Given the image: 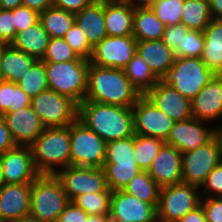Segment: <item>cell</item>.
<instances>
[{
    "label": "cell",
    "instance_id": "cell-1",
    "mask_svg": "<svg viewBox=\"0 0 222 222\" xmlns=\"http://www.w3.org/2000/svg\"><path fill=\"white\" fill-rule=\"evenodd\" d=\"M77 119L105 142L134 136L132 107L83 101Z\"/></svg>",
    "mask_w": 222,
    "mask_h": 222
},
{
    "label": "cell",
    "instance_id": "cell-2",
    "mask_svg": "<svg viewBox=\"0 0 222 222\" xmlns=\"http://www.w3.org/2000/svg\"><path fill=\"white\" fill-rule=\"evenodd\" d=\"M140 96L123 69L89 65L84 101L132 107Z\"/></svg>",
    "mask_w": 222,
    "mask_h": 222
},
{
    "label": "cell",
    "instance_id": "cell-3",
    "mask_svg": "<svg viewBox=\"0 0 222 222\" xmlns=\"http://www.w3.org/2000/svg\"><path fill=\"white\" fill-rule=\"evenodd\" d=\"M30 147L37 172L54 175L56 166L62 169L70 166V125L45 127Z\"/></svg>",
    "mask_w": 222,
    "mask_h": 222
},
{
    "label": "cell",
    "instance_id": "cell-4",
    "mask_svg": "<svg viewBox=\"0 0 222 222\" xmlns=\"http://www.w3.org/2000/svg\"><path fill=\"white\" fill-rule=\"evenodd\" d=\"M69 203L70 199L55 174H40L31 183L29 215L40 222H57Z\"/></svg>",
    "mask_w": 222,
    "mask_h": 222
},
{
    "label": "cell",
    "instance_id": "cell-5",
    "mask_svg": "<svg viewBox=\"0 0 222 222\" xmlns=\"http://www.w3.org/2000/svg\"><path fill=\"white\" fill-rule=\"evenodd\" d=\"M89 60L79 57L70 62L45 63L48 87L80 104L87 90Z\"/></svg>",
    "mask_w": 222,
    "mask_h": 222
},
{
    "label": "cell",
    "instance_id": "cell-6",
    "mask_svg": "<svg viewBox=\"0 0 222 222\" xmlns=\"http://www.w3.org/2000/svg\"><path fill=\"white\" fill-rule=\"evenodd\" d=\"M215 74L200 58H176L174 64L160 79L175 88L181 95L192 100Z\"/></svg>",
    "mask_w": 222,
    "mask_h": 222
},
{
    "label": "cell",
    "instance_id": "cell-7",
    "mask_svg": "<svg viewBox=\"0 0 222 222\" xmlns=\"http://www.w3.org/2000/svg\"><path fill=\"white\" fill-rule=\"evenodd\" d=\"M106 143L94 131L76 119L70 124V165L103 168Z\"/></svg>",
    "mask_w": 222,
    "mask_h": 222
},
{
    "label": "cell",
    "instance_id": "cell-8",
    "mask_svg": "<svg viewBox=\"0 0 222 222\" xmlns=\"http://www.w3.org/2000/svg\"><path fill=\"white\" fill-rule=\"evenodd\" d=\"M199 187L188 183H178L161 188L157 205L158 222H177L188 212L200 206L197 194Z\"/></svg>",
    "mask_w": 222,
    "mask_h": 222
},
{
    "label": "cell",
    "instance_id": "cell-9",
    "mask_svg": "<svg viewBox=\"0 0 222 222\" xmlns=\"http://www.w3.org/2000/svg\"><path fill=\"white\" fill-rule=\"evenodd\" d=\"M31 107L45 127H66L78 115V104L66 95L47 89L31 98Z\"/></svg>",
    "mask_w": 222,
    "mask_h": 222
},
{
    "label": "cell",
    "instance_id": "cell-10",
    "mask_svg": "<svg viewBox=\"0 0 222 222\" xmlns=\"http://www.w3.org/2000/svg\"><path fill=\"white\" fill-rule=\"evenodd\" d=\"M222 162L216 136L194 150L182 153V182L201 187L208 174Z\"/></svg>",
    "mask_w": 222,
    "mask_h": 222
},
{
    "label": "cell",
    "instance_id": "cell-11",
    "mask_svg": "<svg viewBox=\"0 0 222 222\" xmlns=\"http://www.w3.org/2000/svg\"><path fill=\"white\" fill-rule=\"evenodd\" d=\"M70 201L86 193L112 192L103 168L68 166L55 173Z\"/></svg>",
    "mask_w": 222,
    "mask_h": 222
},
{
    "label": "cell",
    "instance_id": "cell-12",
    "mask_svg": "<svg viewBox=\"0 0 222 222\" xmlns=\"http://www.w3.org/2000/svg\"><path fill=\"white\" fill-rule=\"evenodd\" d=\"M134 134L166 141L175 124L146 95H141L132 106Z\"/></svg>",
    "mask_w": 222,
    "mask_h": 222
},
{
    "label": "cell",
    "instance_id": "cell-13",
    "mask_svg": "<svg viewBox=\"0 0 222 222\" xmlns=\"http://www.w3.org/2000/svg\"><path fill=\"white\" fill-rule=\"evenodd\" d=\"M137 52V40L132 35L106 36L93 47L90 64L123 69Z\"/></svg>",
    "mask_w": 222,
    "mask_h": 222
},
{
    "label": "cell",
    "instance_id": "cell-14",
    "mask_svg": "<svg viewBox=\"0 0 222 222\" xmlns=\"http://www.w3.org/2000/svg\"><path fill=\"white\" fill-rule=\"evenodd\" d=\"M109 217L115 222H158L156 207L123 190L111 193Z\"/></svg>",
    "mask_w": 222,
    "mask_h": 222
},
{
    "label": "cell",
    "instance_id": "cell-15",
    "mask_svg": "<svg viewBox=\"0 0 222 222\" xmlns=\"http://www.w3.org/2000/svg\"><path fill=\"white\" fill-rule=\"evenodd\" d=\"M5 184L32 183L40 174L37 172L30 146L17 145L0 155Z\"/></svg>",
    "mask_w": 222,
    "mask_h": 222
},
{
    "label": "cell",
    "instance_id": "cell-16",
    "mask_svg": "<svg viewBox=\"0 0 222 222\" xmlns=\"http://www.w3.org/2000/svg\"><path fill=\"white\" fill-rule=\"evenodd\" d=\"M204 121L196 118L175 122L166 144L177 148L181 153L194 150L208 143L215 136V128L203 127Z\"/></svg>",
    "mask_w": 222,
    "mask_h": 222
},
{
    "label": "cell",
    "instance_id": "cell-17",
    "mask_svg": "<svg viewBox=\"0 0 222 222\" xmlns=\"http://www.w3.org/2000/svg\"><path fill=\"white\" fill-rule=\"evenodd\" d=\"M146 96L175 122L193 117L191 100L185 98L175 88L166 85L161 80Z\"/></svg>",
    "mask_w": 222,
    "mask_h": 222
},
{
    "label": "cell",
    "instance_id": "cell-18",
    "mask_svg": "<svg viewBox=\"0 0 222 222\" xmlns=\"http://www.w3.org/2000/svg\"><path fill=\"white\" fill-rule=\"evenodd\" d=\"M147 171L160 188L181 183L182 153L165 143Z\"/></svg>",
    "mask_w": 222,
    "mask_h": 222
},
{
    "label": "cell",
    "instance_id": "cell-19",
    "mask_svg": "<svg viewBox=\"0 0 222 222\" xmlns=\"http://www.w3.org/2000/svg\"><path fill=\"white\" fill-rule=\"evenodd\" d=\"M3 117L16 145L30 146L45 128L31 105L7 112Z\"/></svg>",
    "mask_w": 222,
    "mask_h": 222
},
{
    "label": "cell",
    "instance_id": "cell-20",
    "mask_svg": "<svg viewBox=\"0 0 222 222\" xmlns=\"http://www.w3.org/2000/svg\"><path fill=\"white\" fill-rule=\"evenodd\" d=\"M31 183L0 188V221L13 222L30 214Z\"/></svg>",
    "mask_w": 222,
    "mask_h": 222
},
{
    "label": "cell",
    "instance_id": "cell-21",
    "mask_svg": "<svg viewBox=\"0 0 222 222\" xmlns=\"http://www.w3.org/2000/svg\"><path fill=\"white\" fill-rule=\"evenodd\" d=\"M193 118L209 122L222 116V75H215L191 100Z\"/></svg>",
    "mask_w": 222,
    "mask_h": 222
},
{
    "label": "cell",
    "instance_id": "cell-22",
    "mask_svg": "<svg viewBox=\"0 0 222 222\" xmlns=\"http://www.w3.org/2000/svg\"><path fill=\"white\" fill-rule=\"evenodd\" d=\"M135 9L125 0L104 2L105 27L107 36L133 34Z\"/></svg>",
    "mask_w": 222,
    "mask_h": 222
},
{
    "label": "cell",
    "instance_id": "cell-23",
    "mask_svg": "<svg viewBox=\"0 0 222 222\" xmlns=\"http://www.w3.org/2000/svg\"><path fill=\"white\" fill-rule=\"evenodd\" d=\"M75 23L87 36L92 47L107 36L105 27L104 2L92 1L82 11L74 14Z\"/></svg>",
    "mask_w": 222,
    "mask_h": 222
},
{
    "label": "cell",
    "instance_id": "cell-24",
    "mask_svg": "<svg viewBox=\"0 0 222 222\" xmlns=\"http://www.w3.org/2000/svg\"><path fill=\"white\" fill-rule=\"evenodd\" d=\"M137 53L149 65L159 79L171 68L176 59L174 51L161 39L137 41Z\"/></svg>",
    "mask_w": 222,
    "mask_h": 222
},
{
    "label": "cell",
    "instance_id": "cell-25",
    "mask_svg": "<svg viewBox=\"0 0 222 222\" xmlns=\"http://www.w3.org/2000/svg\"><path fill=\"white\" fill-rule=\"evenodd\" d=\"M203 34L205 45L200 59L215 75H222V20L212 19Z\"/></svg>",
    "mask_w": 222,
    "mask_h": 222
},
{
    "label": "cell",
    "instance_id": "cell-26",
    "mask_svg": "<svg viewBox=\"0 0 222 222\" xmlns=\"http://www.w3.org/2000/svg\"><path fill=\"white\" fill-rule=\"evenodd\" d=\"M36 61L35 57L7 44L1 58L2 80L19 82Z\"/></svg>",
    "mask_w": 222,
    "mask_h": 222
},
{
    "label": "cell",
    "instance_id": "cell-27",
    "mask_svg": "<svg viewBox=\"0 0 222 222\" xmlns=\"http://www.w3.org/2000/svg\"><path fill=\"white\" fill-rule=\"evenodd\" d=\"M49 40L50 36L38 21L33 26L17 33L11 45L35 57L37 60H41L46 52Z\"/></svg>",
    "mask_w": 222,
    "mask_h": 222
},
{
    "label": "cell",
    "instance_id": "cell-28",
    "mask_svg": "<svg viewBox=\"0 0 222 222\" xmlns=\"http://www.w3.org/2000/svg\"><path fill=\"white\" fill-rule=\"evenodd\" d=\"M165 28L151 8H135L132 36L137 41L160 40Z\"/></svg>",
    "mask_w": 222,
    "mask_h": 222
},
{
    "label": "cell",
    "instance_id": "cell-29",
    "mask_svg": "<svg viewBox=\"0 0 222 222\" xmlns=\"http://www.w3.org/2000/svg\"><path fill=\"white\" fill-rule=\"evenodd\" d=\"M123 71L140 95H146L160 80L137 52Z\"/></svg>",
    "mask_w": 222,
    "mask_h": 222
},
{
    "label": "cell",
    "instance_id": "cell-30",
    "mask_svg": "<svg viewBox=\"0 0 222 222\" xmlns=\"http://www.w3.org/2000/svg\"><path fill=\"white\" fill-rule=\"evenodd\" d=\"M39 21L50 38H63L74 25V13L65 11L55 6L39 14Z\"/></svg>",
    "mask_w": 222,
    "mask_h": 222
},
{
    "label": "cell",
    "instance_id": "cell-31",
    "mask_svg": "<svg viewBox=\"0 0 222 222\" xmlns=\"http://www.w3.org/2000/svg\"><path fill=\"white\" fill-rule=\"evenodd\" d=\"M212 19L209 0H184L181 24L189 30L203 32Z\"/></svg>",
    "mask_w": 222,
    "mask_h": 222
},
{
    "label": "cell",
    "instance_id": "cell-32",
    "mask_svg": "<svg viewBox=\"0 0 222 222\" xmlns=\"http://www.w3.org/2000/svg\"><path fill=\"white\" fill-rule=\"evenodd\" d=\"M122 190L157 208L161 188L151 178L148 171L142 170Z\"/></svg>",
    "mask_w": 222,
    "mask_h": 222
},
{
    "label": "cell",
    "instance_id": "cell-33",
    "mask_svg": "<svg viewBox=\"0 0 222 222\" xmlns=\"http://www.w3.org/2000/svg\"><path fill=\"white\" fill-rule=\"evenodd\" d=\"M31 105V97L16 83L0 80V116Z\"/></svg>",
    "mask_w": 222,
    "mask_h": 222
},
{
    "label": "cell",
    "instance_id": "cell-34",
    "mask_svg": "<svg viewBox=\"0 0 222 222\" xmlns=\"http://www.w3.org/2000/svg\"><path fill=\"white\" fill-rule=\"evenodd\" d=\"M166 142L150 136L134 134V156L142 170H148Z\"/></svg>",
    "mask_w": 222,
    "mask_h": 222
},
{
    "label": "cell",
    "instance_id": "cell-35",
    "mask_svg": "<svg viewBox=\"0 0 222 222\" xmlns=\"http://www.w3.org/2000/svg\"><path fill=\"white\" fill-rule=\"evenodd\" d=\"M103 170L108 188L122 190L142 169L138 164L104 163Z\"/></svg>",
    "mask_w": 222,
    "mask_h": 222
},
{
    "label": "cell",
    "instance_id": "cell-36",
    "mask_svg": "<svg viewBox=\"0 0 222 222\" xmlns=\"http://www.w3.org/2000/svg\"><path fill=\"white\" fill-rule=\"evenodd\" d=\"M16 84L31 98L49 89L45 63L41 60H37Z\"/></svg>",
    "mask_w": 222,
    "mask_h": 222
},
{
    "label": "cell",
    "instance_id": "cell-37",
    "mask_svg": "<svg viewBox=\"0 0 222 222\" xmlns=\"http://www.w3.org/2000/svg\"><path fill=\"white\" fill-rule=\"evenodd\" d=\"M104 163L137 164L134 156V136L107 142Z\"/></svg>",
    "mask_w": 222,
    "mask_h": 222
},
{
    "label": "cell",
    "instance_id": "cell-38",
    "mask_svg": "<svg viewBox=\"0 0 222 222\" xmlns=\"http://www.w3.org/2000/svg\"><path fill=\"white\" fill-rule=\"evenodd\" d=\"M112 192L86 193L77 196L73 202L88 215H110Z\"/></svg>",
    "mask_w": 222,
    "mask_h": 222
},
{
    "label": "cell",
    "instance_id": "cell-39",
    "mask_svg": "<svg viewBox=\"0 0 222 222\" xmlns=\"http://www.w3.org/2000/svg\"><path fill=\"white\" fill-rule=\"evenodd\" d=\"M205 45L204 34L201 31H182L181 45H179L174 55L176 58H200Z\"/></svg>",
    "mask_w": 222,
    "mask_h": 222
},
{
    "label": "cell",
    "instance_id": "cell-40",
    "mask_svg": "<svg viewBox=\"0 0 222 222\" xmlns=\"http://www.w3.org/2000/svg\"><path fill=\"white\" fill-rule=\"evenodd\" d=\"M183 3L184 0H156L150 8L167 27L181 23Z\"/></svg>",
    "mask_w": 222,
    "mask_h": 222
},
{
    "label": "cell",
    "instance_id": "cell-41",
    "mask_svg": "<svg viewBox=\"0 0 222 222\" xmlns=\"http://www.w3.org/2000/svg\"><path fill=\"white\" fill-rule=\"evenodd\" d=\"M78 58V54L63 38H50L46 52L41 61L44 63L70 62Z\"/></svg>",
    "mask_w": 222,
    "mask_h": 222
},
{
    "label": "cell",
    "instance_id": "cell-42",
    "mask_svg": "<svg viewBox=\"0 0 222 222\" xmlns=\"http://www.w3.org/2000/svg\"><path fill=\"white\" fill-rule=\"evenodd\" d=\"M63 39L78 54L79 57L87 60L91 58L93 47L88 42L85 33L80 30L76 23H74V25L64 35Z\"/></svg>",
    "mask_w": 222,
    "mask_h": 222
},
{
    "label": "cell",
    "instance_id": "cell-43",
    "mask_svg": "<svg viewBox=\"0 0 222 222\" xmlns=\"http://www.w3.org/2000/svg\"><path fill=\"white\" fill-rule=\"evenodd\" d=\"M14 18V25L16 26L17 33L20 31L33 26L39 21V14L28 8L27 6L21 5L12 10Z\"/></svg>",
    "mask_w": 222,
    "mask_h": 222
},
{
    "label": "cell",
    "instance_id": "cell-44",
    "mask_svg": "<svg viewBox=\"0 0 222 222\" xmlns=\"http://www.w3.org/2000/svg\"><path fill=\"white\" fill-rule=\"evenodd\" d=\"M17 34L12 10L0 9V40L11 44Z\"/></svg>",
    "mask_w": 222,
    "mask_h": 222
},
{
    "label": "cell",
    "instance_id": "cell-45",
    "mask_svg": "<svg viewBox=\"0 0 222 222\" xmlns=\"http://www.w3.org/2000/svg\"><path fill=\"white\" fill-rule=\"evenodd\" d=\"M202 206L207 222H222V197L201 198Z\"/></svg>",
    "mask_w": 222,
    "mask_h": 222
},
{
    "label": "cell",
    "instance_id": "cell-46",
    "mask_svg": "<svg viewBox=\"0 0 222 222\" xmlns=\"http://www.w3.org/2000/svg\"><path fill=\"white\" fill-rule=\"evenodd\" d=\"M202 187H204L203 192L211 193V197H222V162L208 174L200 188Z\"/></svg>",
    "mask_w": 222,
    "mask_h": 222
},
{
    "label": "cell",
    "instance_id": "cell-47",
    "mask_svg": "<svg viewBox=\"0 0 222 222\" xmlns=\"http://www.w3.org/2000/svg\"><path fill=\"white\" fill-rule=\"evenodd\" d=\"M182 31H189L183 24L167 26L162 35V41L173 51L181 45Z\"/></svg>",
    "mask_w": 222,
    "mask_h": 222
},
{
    "label": "cell",
    "instance_id": "cell-48",
    "mask_svg": "<svg viewBox=\"0 0 222 222\" xmlns=\"http://www.w3.org/2000/svg\"><path fill=\"white\" fill-rule=\"evenodd\" d=\"M88 214L73 201L66 206L57 222H86Z\"/></svg>",
    "mask_w": 222,
    "mask_h": 222
},
{
    "label": "cell",
    "instance_id": "cell-49",
    "mask_svg": "<svg viewBox=\"0 0 222 222\" xmlns=\"http://www.w3.org/2000/svg\"><path fill=\"white\" fill-rule=\"evenodd\" d=\"M16 146L17 145L11 136L5 118L0 116V155Z\"/></svg>",
    "mask_w": 222,
    "mask_h": 222
},
{
    "label": "cell",
    "instance_id": "cell-50",
    "mask_svg": "<svg viewBox=\"0 0 222 222\" xmlns=\"http://www.w3.org/2000/svg\"><path fill=\"white\" fill-rule=\"evenodd\" d=\"M91 2L92 0H53V6L75 14L82 11Z\"/></svg>",
    "mask_w": 222,
    "mask_h": 222
},
{
    "label": "cell",
    "instance_id": "cell-51",
    "mask_svg": "<svg viewBox=\"0 0 222 222\" xmlns=\"http://www.w3.org/2000/svg\"><path fill=\"white\" fill-rule=\"evenodd\" d=\"M22 5L41 14L53 5V0H22Z\"/></svg>",
    "mask_w": 222,
    "mask_h": 222
},
{
    "label": "cell",
    "instance_id": "cell-52",
    "mask_svg": "<svg viewBox=\"0 0 222 222\" xmlns=\"http://www.w3.org/2000/svg\"><path fill=\"white\" fill-rule=\"evenodd\" d=\"M177 222H207L202 206L200 205L191 212H188Z\"/></svg>",
    "mask_w": 222,
    "mask_h": 222
},
{
    "label": "cell",
    "instance_id": "cell-53",
    "mask_svg": "<svg viewBox=\"0 0 222 222\" xmlns=\"http://www.w3.org/2000/svg\"><path fill=\"white\" fill-rule=\"evenodd\" d=\"M209 6L212 18L222 20V0H209Z\"/></svg>",
    "mask_w": 222,
    "mask_h": 222
},
{
    "label": "cell",
    "instance_id": "cell-54",
    "mask_svg": "<svg viewBox=\"0 0 222 222\" xmlns=\"http://www.w3.org/2000/svg\"><path fill=\"white\" fill-rule=\"evenodd\" d=\"M134 9L135 8H150L156 0H125Z\"/></svg>",
    "mask_w": 222,
    "mask_h": 222
},
{
    "label": "cell",
    "instance_id": "cell-55",
    "mask_svg": "<svg viewBox=\"0 0 222 222\" xmlns=\"http://www.w3.org/2000/svg\"><path fill=\"white\" fill-rule=\"evenodd\" d=\"M22 5V0H0V9L13 10Z\"/></svg>",
    "mask_w": 222,
    "mask_h": 222
},
{
    "label": "cell",
    "instance_id": "cell-56",
    "mask_svg": "<svg viewBox=\"0 0 222 222\" xmlns=\"http://www.w3.org/2000/svg\"><path fill=\"white\" fill-rule=\"evenodd\" d=\"M86 222H115L109 215H88Z\"/></svg>",
    "mask_w": 222,
    "mask_h": 222
},
{
    "label": "cell",
    "instance_id": "cell-57",
    "mask_svg": "<svg viewBox=\"0 0 222 222\" xmlns=\"http://www.w3.org/2000/svg\"><path fill=\"white\" fill-rule=\"evenodd\" d=\"M215 136L217 137L219 144H220V149H221V158H222V125L221 127L215 129Z\"/></svg>",
    "mask_w": 222,
    "mask_h": 222
},
{
    "label": "cell",
    "instance_id": "cell-58",
    "mask_svg": "<svg viewBox=\"0 0 222 222\" xmlns=\"http://www.w3.org/2000/svg\"><path fill=\"white\" fill-rule=\"evenodd\" d=\"M13 222H40L35 217H32L31 215L25 216L20 218L19 220L13 221Z\"/></svg>",
    "mask_w": 222,
    "mask_h": 222
},
{
    "label": "cell",
    "instance_id": "cell-59",
    "mask_svg": "<svg viewBox=\"0 0 222 222\" xmlns=\"http://www.w3.org/2000/svg\"><path fill=\"white\" fill-rule=\"evenodd\" d=\"M6 45H7V43L0 40V66H1L2 52H3ZM0 80H2L1 67H0Z\"/></svg>",
    "mask_w": 222,
    "mask_h": 222
},
{
    "label": "cell",
    "instance_id": "cell-60",
    "mask_svg": "<svg viewBox=\"0 0 222 222\" xmlns=\"http://www.w3.org/2000/svg\"><path fill=\"white\" fill-rule=\"evenodd\" d=\"M5 184L4 174H3V166L0 159V188Z\"/></svg>",
    "mask_w": 222,
    "mask_h": 222
},
{
    "label": "cell",
    "instance_id": "cell-61",
    "mask_svg": "<svg viewBox=\"0 0 222 222\" xmlns=\"http://www.w3.org/2000/svg\"><path fill=\"white\" fill-rule=\"evenodd\" d=\"M94 2H106V1H110V0H92Z\"/></svg>",
    "mask_w": 222,
    "mask_h": 222
}]
</instances>
